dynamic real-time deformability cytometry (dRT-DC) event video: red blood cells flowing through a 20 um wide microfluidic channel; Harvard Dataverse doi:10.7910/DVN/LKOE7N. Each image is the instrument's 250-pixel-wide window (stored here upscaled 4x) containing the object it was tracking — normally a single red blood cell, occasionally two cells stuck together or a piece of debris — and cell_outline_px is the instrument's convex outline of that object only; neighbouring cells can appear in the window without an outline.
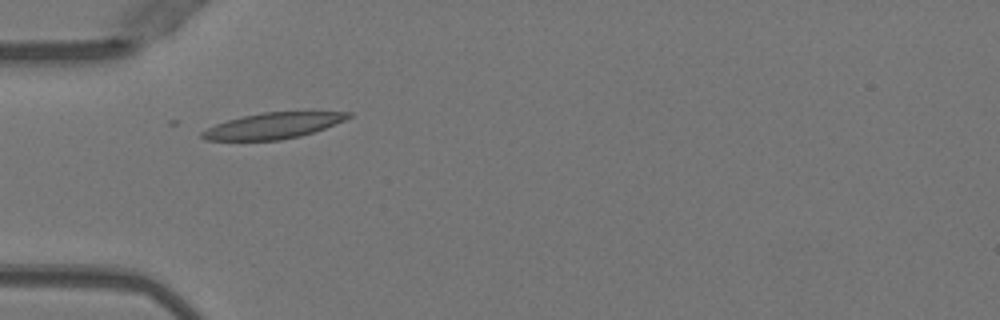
{"species": "Egyptian fruit bat (a non-hibernating species)", "species_latin": "Rousettus aegyptiacus", "temperature_condition": "warm", "stored_images_in_passage": 4, "camera_frame_rate_fps": 3000, "um_per_image_px": 0.085, "animal": {"sex": "female"}, "frame": {"image": 1, "passage_image": 1, "time_ms": 0.0, "image_size_px": [1000, 320], "cell_outline_px": [[352, 116], [344, 120], [324, 128], [300, 136], [280, 140], [204, 140], [200, 136], [200, 132], [216, 124], [228, 120], [244, 116], [264, 112], [352, 112]], "centroid_in_image_um": [23.18, 10.69], "position_along_channel_um": 61.8, "area_um2": 21.73}}
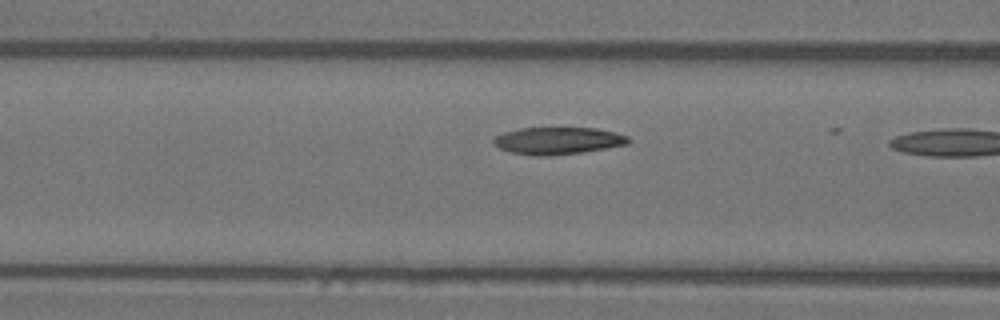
{"frame": {"image": 2, "passage_image": 3, "time_ms": 0.667, "image_size_px": [1000, 320], "cell_outline_px": [[632, 140], [628, 144], [580, 152], [552, 156], [536, 156], [512, 152], [500, 148], [492, 140], [496, 136], [504, 132], [520, 128], [596, 128], [616, 132], [628, 136]], "centroid_in_image_um": [47.45, 11.95], "position_along_channel_um": 119.2, "area_um2": 21.21}}